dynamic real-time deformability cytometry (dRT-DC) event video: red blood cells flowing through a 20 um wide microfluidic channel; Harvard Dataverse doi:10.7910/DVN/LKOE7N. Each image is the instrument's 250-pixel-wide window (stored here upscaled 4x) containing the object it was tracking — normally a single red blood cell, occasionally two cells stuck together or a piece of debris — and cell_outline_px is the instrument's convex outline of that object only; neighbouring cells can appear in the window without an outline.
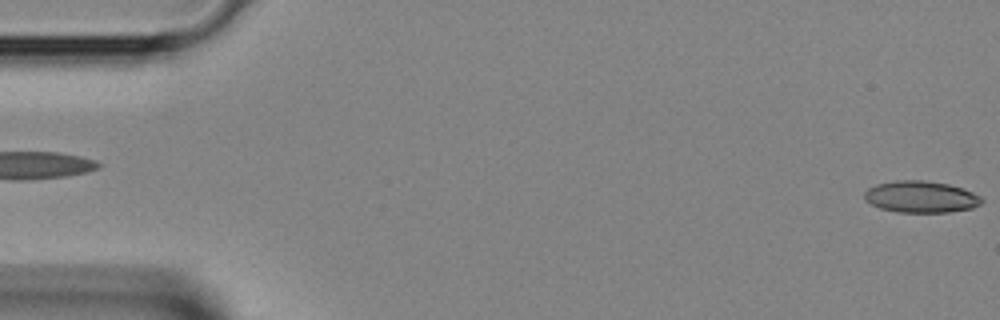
{"species": "Egyptian fruit bat (a non-hibernating species)", "species_latin": "Rousettus aegyptiacus", "temperature_condition": "room temperature", "stored_images_in_passage": 3, "segment_of_instrument_passage": [2, 2], "camera_frame_rate_fps": 3000, "um_per_image_px": 0.085, "animal": {"sex": "female"}, "frame": {"image": 1, "passage_image": 3, "time_ms": 0.667, "image_size_px": [1000, 320], "cell_outline_px": [[984, 200], [980, 204], [972, 208], [948, 212], [896, 212], [880, 208], [864, 200], [864, 192], [868, 188], [876, 184], [896, 180], [924, 180], [948, 184], [972, 192], [980, 196]], "centroid_in_image_um": [78.25, 16.73], "position_along_channel_um": 6.8, "area_um2": 21.62}}